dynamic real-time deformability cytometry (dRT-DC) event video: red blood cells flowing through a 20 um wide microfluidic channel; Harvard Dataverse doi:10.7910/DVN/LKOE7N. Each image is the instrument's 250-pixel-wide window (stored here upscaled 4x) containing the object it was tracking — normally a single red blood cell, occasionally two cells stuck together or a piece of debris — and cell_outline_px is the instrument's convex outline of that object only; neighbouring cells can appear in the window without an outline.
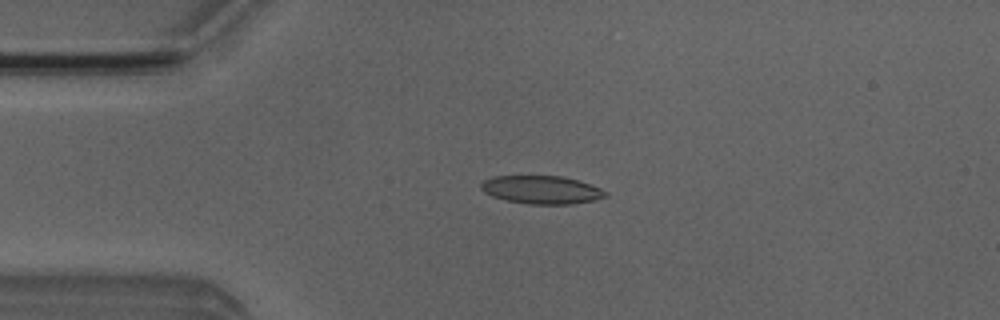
{"species": "Egyptian fruit bat (a non-hibernating species)", "species_latin": "Rousettus aegyptiacus", "temperature_condition": "room temperature", "stored_images_in_passage": 8, "camera_frame_rate_fps": 3000, "um_per_image_px": 0.085, "animal": {"sex": "male"}, "frame": {"image": 1, "passage_image": 4, "time_ms": 3.333, "image_size_px": [1000, 320], "cell_outline_px": [[608, 196], [596, 200], [572, 204], [528, 204], [504, 200], [492, 196], [484, 192], [480, 188], [480, 184], [484, 180], [492, 176], [560, 176], [576, 180], [600, 188], [608, 192]], "centroid_in_image_um": [46.02, 16.14], "position_along_channel_um": 39.0, "area_um2": 20.46}}
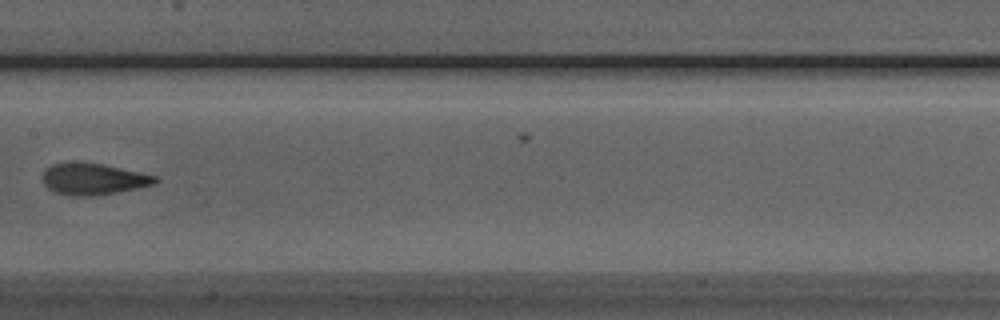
{"frame": {"image": 2, "passage_image": 8, "time_ms": 8.0, "image_size_px": [1000, 320], "cell_outline_px": [[160, 180], [156, 184], [96, 196], [68, 196], [56, 192], [48, 188], [44, 184], [44, 172], [52, 164], [104, 164], [140, 172], [156, 176]], "centroid_in_image_um": [7.99, 15.25], "position_along_channel_um": 199.4, "area_um2": 20.17}}